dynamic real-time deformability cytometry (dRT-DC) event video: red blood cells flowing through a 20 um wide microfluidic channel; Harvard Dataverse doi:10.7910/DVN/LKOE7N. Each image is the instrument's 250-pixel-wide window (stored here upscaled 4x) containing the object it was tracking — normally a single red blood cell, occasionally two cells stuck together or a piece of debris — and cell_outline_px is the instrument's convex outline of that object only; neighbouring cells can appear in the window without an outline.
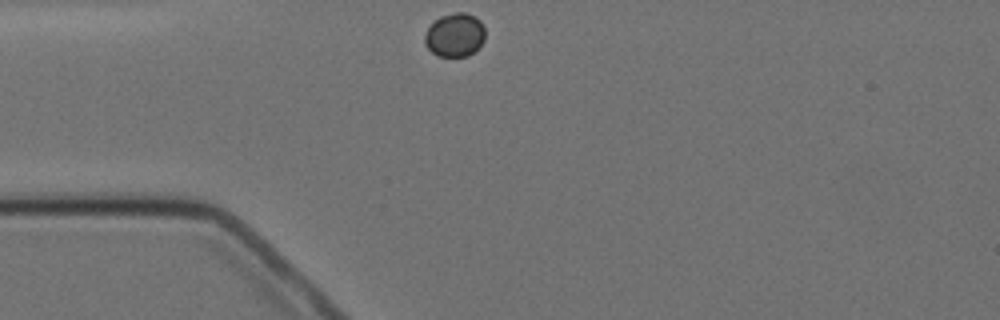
{"species": "Egyptian fruit bat (a non-hibernating species)", "species_latin": "Rousettus aegyptiacus", "temperature_condition": "cold", "stored_images_in_passage": 4, "camera_frame_rate_fps": 3000, "um_per_image_px": 0.085, "animal": {"sex": "female"}, "frame": {"image": 1, "passage_image": 1, "time_ms": 0.0, "image_size_px": [1000, 320], "cell_outline_px": [[484, 40], [468, 56], [436, 56], [424, 44], [424, 36], [428, 28], [440, 16], [456, 12], [464, 12], [476, 16], [480, 20], [484, 28]], "centroid_in_image_um": [38.65, 2.96], "position_along_channel_um": 46.4, "area_um2": 15.26}}
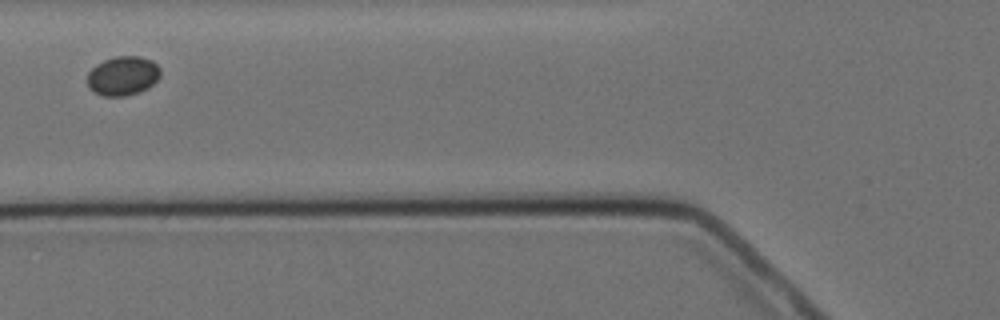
{"frame": {"image": 2, "passage_image": 3, "time_ms": 2.333, "image_size_px": [1000, 320], "cell_outline_px": [[160, 76], [148, 88], [140, 92], [124, 96], [104, 96], [88, 88], [88, 72], [96, 64], [104, 60], [116, 56], [140, 56], [152, 60], [160, 68]], "centroid_in_image_um": [10.45, 6.44], "position_along_channel_um": 115.4, "area_um2": 16.7}}
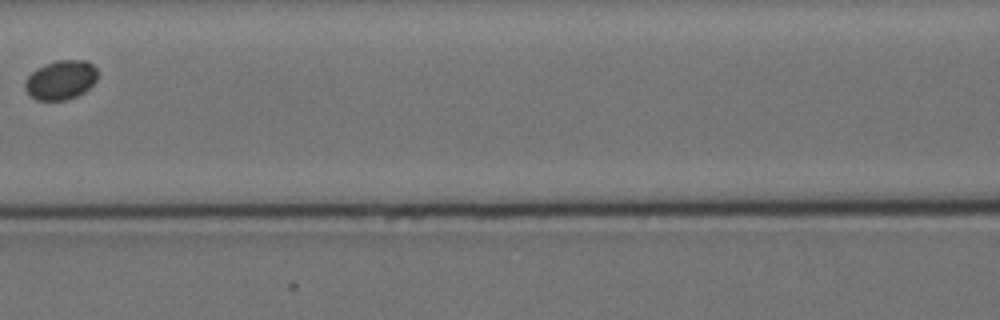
{"frame": {"image": 3, "passage_image": 4, "time_ms": 3.667, "image_size_px": [1000, 320], "cell_outline_px": [[96, 80], [84, 92], [76, 96], [64, 100], [36, 100], [24, 88], [24, 80], [36, 68], [56, 60], [88, 60], [96, 68]], "centroid_in_image_um": [5.15, 6.78], "position_along_channel_um": 161.4, "area_um2": 16.53}}